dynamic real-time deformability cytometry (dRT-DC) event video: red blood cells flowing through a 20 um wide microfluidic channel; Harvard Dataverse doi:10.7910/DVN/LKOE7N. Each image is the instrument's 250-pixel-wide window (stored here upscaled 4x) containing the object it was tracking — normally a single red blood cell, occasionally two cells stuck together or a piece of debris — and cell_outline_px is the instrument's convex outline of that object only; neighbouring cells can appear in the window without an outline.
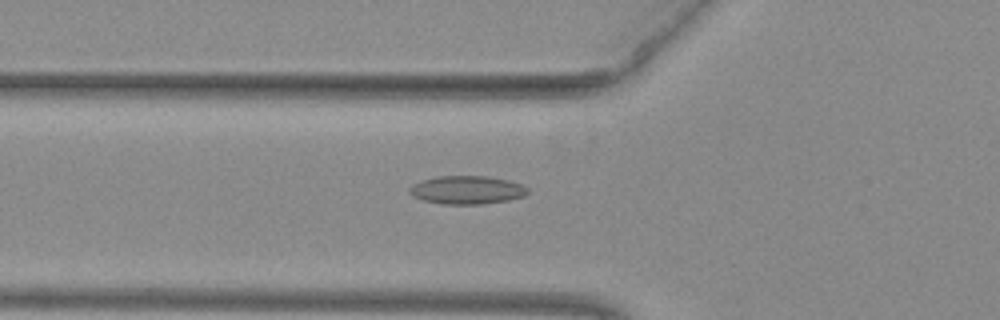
{"species": "common noctule bat (a hibernating species)", "species_latin": "Nyctalus noctula", "temperature_condition": "warm", "stored_images_in_passage": 46, "camera_frame_rate_fps": 3000, "um_per_image_px": 0.085, "animal": {"sex": "female", "body_mass_g": 29.2, "forearm_length_mm": 56.3}, "frame": {"image": 1, "passage_image": 21, "time_ms": 6.667, "image_size_px": [1000, 320], "cell_outline_px": [[528, 192], [524, 196], [508, 200], [480, 204], [440, 204], [424, 200], [412, 196], [408, 192], [408, 188], [412, 184], [420, 180], [436, 176], [488, 176], [508, 180], [520, 184], [528, 188]], "centroid_in_image_um": [39.64, 16.14], "position_along_channel_um": 86.2, "area_um2": 19.59}}
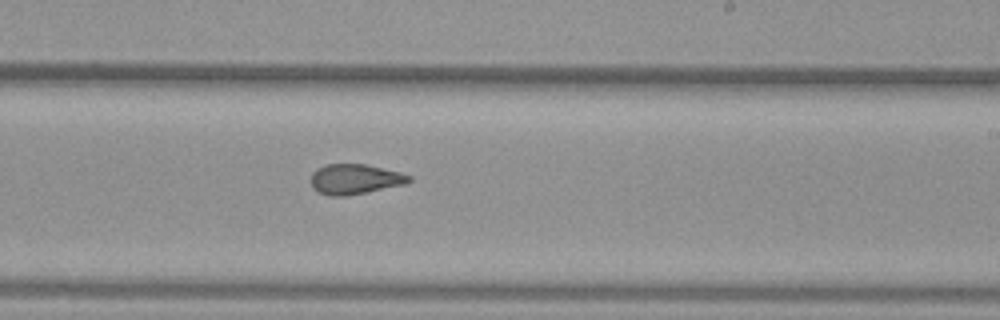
{"frame": {"image": 2, "passage_image": 34, "time_ms": 11.0, "image_size_px": [1000, 320], "cell_outline_px": [[412, 180], [408, 184], [368, 192], [344, 196], [328, 196], [316, 192], [312, 188], [312, 172], [316, 168], [324, 164], [364, 164], [400, 172], [412, 176]], "centroid_in_image_um": [30.17, 15.24], "position_along_channel_um": 258.8, "area_um2": 17.51}}
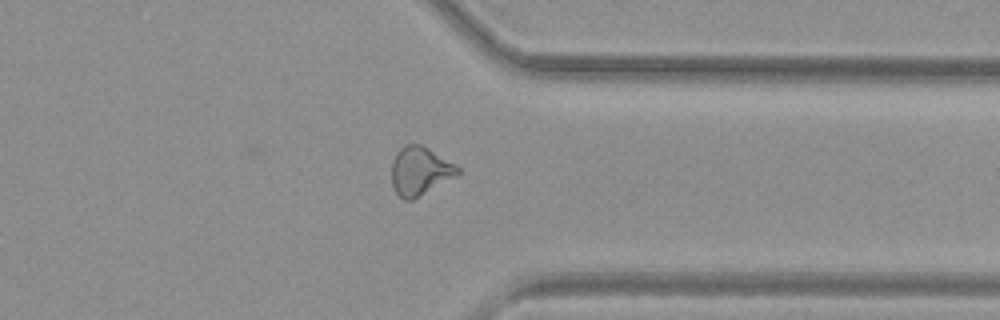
{"frame": {"image": 3, "passage_image": 43, "time_ms": 14.0, "image_size_px": [1000, 320], "cell_outline_px": [[460, 172], [456, 176], [412, 200], [404, 200], [396, 192], [392, 184], [392, 160], [396, 152], [404, 144], [420, 144], [428, 148], [456, 164], [460, 168]], "centroid_in_image_um": [35.69, 14.52], "position_along_channel_um": 375.7, "area_um2": 18.61}, "authors_computed_cell_mechanics": {"area_um2": 18.5538, "velocity_mm_per_s": 3.9781, "shape_relaxation_time_tau1_ms": null, "shape_relaxation_time_tau2_ms": 1.7932, "deformation_change_tau1": null, "deformation_change_tau2": 0.0917}}